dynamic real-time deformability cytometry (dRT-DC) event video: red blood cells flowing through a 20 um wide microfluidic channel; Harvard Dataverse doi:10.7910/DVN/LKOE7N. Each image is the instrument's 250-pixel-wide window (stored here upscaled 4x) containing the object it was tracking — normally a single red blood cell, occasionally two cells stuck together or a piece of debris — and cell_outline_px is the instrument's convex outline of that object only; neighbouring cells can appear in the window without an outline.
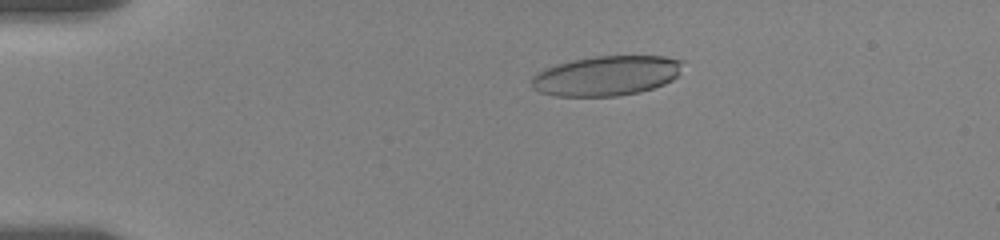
{"species": "human", "species_latin": "Homo sapiens", "temperature_condition": "room temperature", "stored_images_in_passage": 57, "camera_frame_rate_fps": 3000, "um_per_image_px": 0.085, "donor": {"sex": "female"}, "frame": {"image": 1, "passage_image": 12, "time_ms": 3.667, "image_size_px": [1000, 240], "cell_outline_px": [[684, 60], [676, 76], [672, 80], [664, 84], [640, 92], [616, 96], [556, 96], [540, 92], [532, 84], [532, 76], [544, 68], [556, 64], [572, 60], [596, 56], [664, 56]], "centroid_in_image_um": [51.55, 6.43], "position_along_channel_um": 33.5, "area_um2": 34.97}}
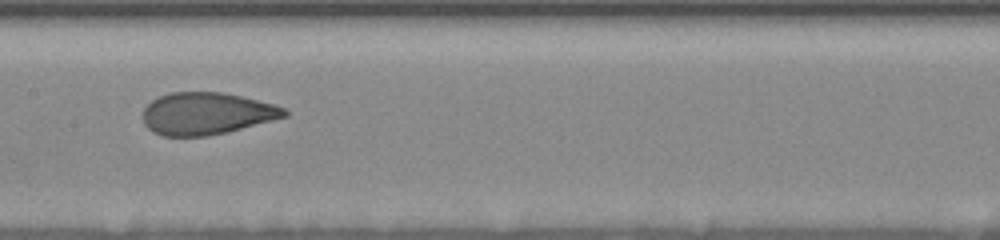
{"frame": {"image": 2, "passage_image": 30, "time_ms": 9.667, "image_size_px": [1000, 240], "cell_outline_px": [[288, 116], [228, 132], [208, 136], [164, 136], [152, 132], [144, 124], [144, 108], [152, 100], [160, 96], [172, 92], [224, 92], [272, 104], [284, 108], [288, 112]], "centroid_in_image_um": [17.55, 9.66], "position_along_channel_um": 189.9, "area_um2": 34.62}}
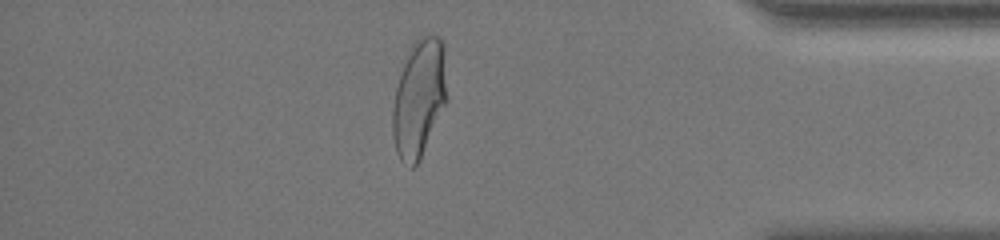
{"frame": {"image": 3, "passage_image": 50, "time_ms": 16.333, "image_size_px": [1000, 240], "cell_outline_px": [[444, 104], [420, 160], [412, 168], [404, 164], [400, 160], [396, 152], [392, 136], [392, 108], [396, 88], [408, 48], [420, 36], [440, 36], [444, 44]], "centroid_in_image_um": [35.56, 8.36], "position_along_channel_um": 399.6, "area_um2": 36.59}, "authors_computed_cell_mechanics": {"area_um2": 35.7782, "velocity_mm_per_s": 3.5474, "shape_relaxation_time_tau1_ms": 5.4702, "shape_relaxation_time_tau2_ms": 0.909, "deformation_change_tau1": 0.1932, "deformation_change_tau2": 0.0712}}